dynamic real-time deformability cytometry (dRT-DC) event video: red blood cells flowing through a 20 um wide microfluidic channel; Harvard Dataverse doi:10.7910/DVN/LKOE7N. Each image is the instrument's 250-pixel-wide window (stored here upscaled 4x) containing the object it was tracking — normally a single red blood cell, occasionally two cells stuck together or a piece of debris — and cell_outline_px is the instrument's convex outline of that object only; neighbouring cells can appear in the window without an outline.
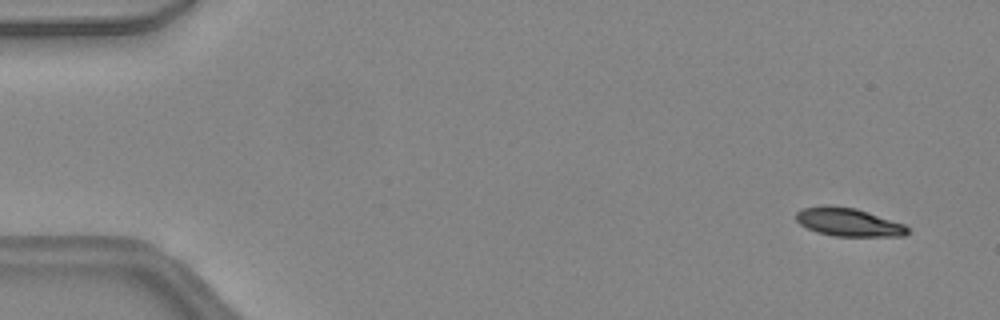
{"species": "common noctule bat (a hibernating species)", "species_latin": "Nyctalus noctula", "temperature_condition": "warm", "stored_images_in_passage": 48, "camera_frame_rate_fps": 3000, "um_per_image_px": 0.085, "animal": {"sex": "female", "body_mass_g": 24.6, "forearm_length_mm": 56.2}, "frame": {"image": 1, "passage_image": 3, "time_ms": 0.667, "image_size_px": [1000, 320], "cell_outline_px": [[908, 232], [904, 236], [832, 236], [816, 232], [800, 224], [796, 220], [796, 212], [800, 208], [820, 204], [832, 204], [856, 208], [904, 224], [908, 228]], "centroid_in_image_um": [72.05, 18.85], "position_along_channel_um": 13.0, "area_um2": 18.67}}